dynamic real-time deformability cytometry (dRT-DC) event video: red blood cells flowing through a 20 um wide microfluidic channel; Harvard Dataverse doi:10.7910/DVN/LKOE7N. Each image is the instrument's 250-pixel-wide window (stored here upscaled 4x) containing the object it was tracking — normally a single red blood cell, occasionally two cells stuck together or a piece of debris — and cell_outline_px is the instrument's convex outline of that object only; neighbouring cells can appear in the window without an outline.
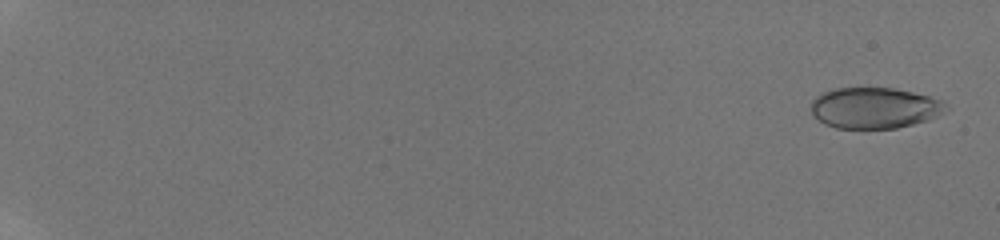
{"species": "human", "species_latin": "Homo sapiens", "temperature_condition": "room temperature", "stored_images_in_passage": 17, "camera_frame_rate_fps": 3000, "um_per_image_px": 0.085, "donor": {"sex": "male"}, "frame": {"image": 1, "passage_image": 1, "time_ms": 0.0, "image_size_px": [1000, 240], "cell_outline_px": [[944, 108], [928, 120], [896, 128], [836, 128], [824, 124], [812, 112], [812, 100], [820, 92], [832, 88], [892, 88], [912, 92], [944, 100]], "centroid_in_image_um": [74.26, 9.16], "position_along_channel_um": 10.7, "area_um2": 31.79}}
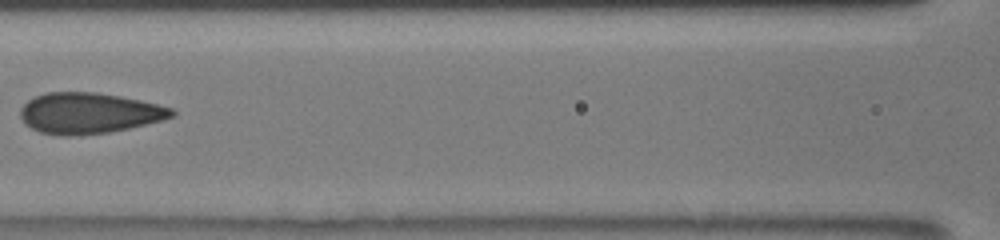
{"frame": {"image": 2, "passage_image": 15, "time_ms": 9.667, "image_size_px": [1000, 240], "cell_outline_px": [[176, 116], [128, 128], [108, 132], [64, 136], [40, 132], [24, 124], [20, 116], [20, 108], [28, 100], [36, 96], [48, 92], [96, 92], [120, 96], [140, 100], [172, 108], [176, 112]], "centroid_in_image_um": [7.54, 9.61], "position_along_channel_um": 159.1, "area_um2": 35.78}}
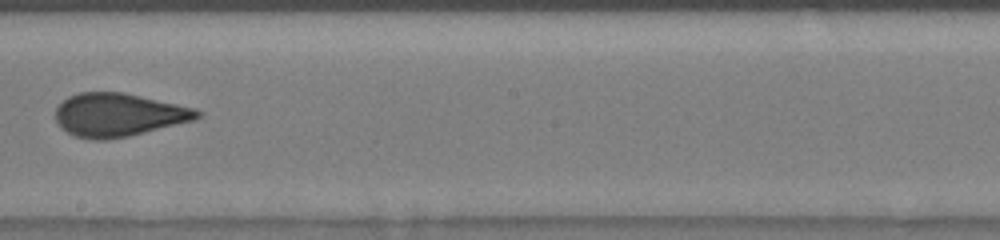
{"frame": {"image": 3, "passage_image": 17, "time_ms": 11.667, "image_size_px": [1000, 240], "cell_outline_px": [[204, 116], [192, 120], [128, 136], [104, 140], [92, 140], [76, 136], [68, 132], [56, 120], [56, 108], [68, 96], [80, 92], [124, 92], [196, 108], [204, 112]], "centroid_in_image_um": [10.1, 9.75], "position_along_channel_um": 238.1, "area_um2": 35.49}}